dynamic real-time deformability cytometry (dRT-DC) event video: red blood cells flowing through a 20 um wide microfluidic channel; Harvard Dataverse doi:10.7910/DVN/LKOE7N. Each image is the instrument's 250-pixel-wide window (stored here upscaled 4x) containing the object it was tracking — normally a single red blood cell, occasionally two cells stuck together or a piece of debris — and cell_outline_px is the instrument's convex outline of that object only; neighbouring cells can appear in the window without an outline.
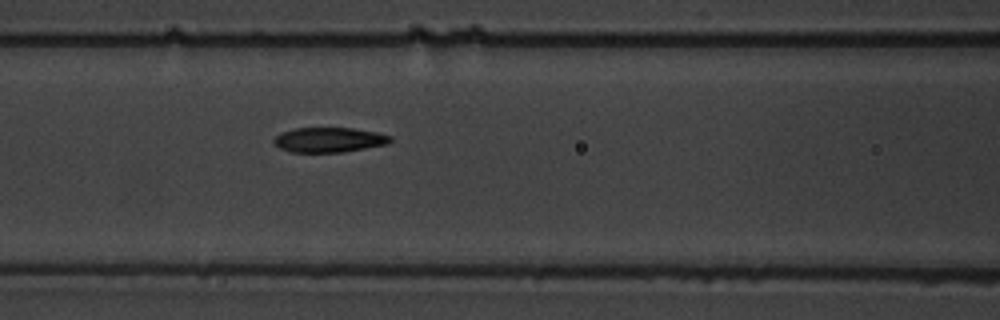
{"species": "common noctule bat (a hibernating species)", "species_latin": "Nyctalus noctula", "temperature_condition": "warm", "stored_images_in_passage": 6, "camera_frame_rate_fps": 3000, "um_per_image_px": 0.085, "animal": {"sex": "male", "body_mass_g": 19.5, "forearm_length_mm": 54.6}, "frame": {"image": 1, "passage_image": 6, "time_ms": 5.667, "image_size_px": [1000, 320], "cell_outline_px": [[392, 140], [388, 144], [344, 152], [292, 152], [280, 148], [272, 140], [280, 132], [296, 128], [352, 128], [376, 132], [392, 136]], "centroid_in_image_um": [27.98, 11.88], "position_along_channel_um": 138.6, "area_um2": 16.88}}